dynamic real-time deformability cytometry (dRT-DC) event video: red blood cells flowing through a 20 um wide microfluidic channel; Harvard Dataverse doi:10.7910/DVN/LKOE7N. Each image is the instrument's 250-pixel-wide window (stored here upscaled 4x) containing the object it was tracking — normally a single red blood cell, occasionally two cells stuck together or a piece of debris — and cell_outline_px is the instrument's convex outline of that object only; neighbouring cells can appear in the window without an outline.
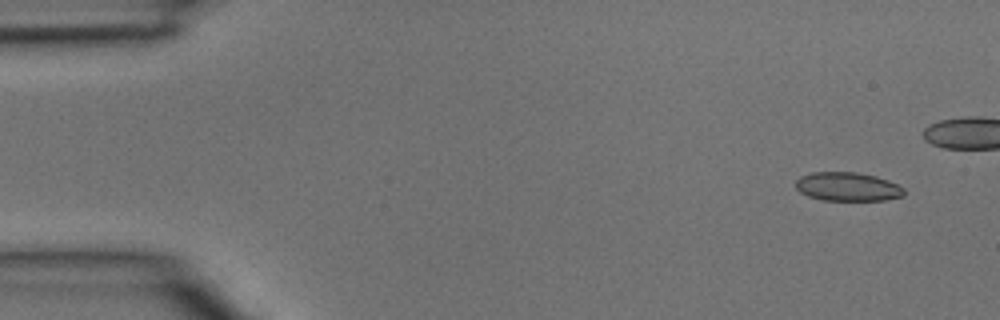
{"species": "common noctule bat (a hibernating species)", "species_latin": "Nyctalus noctula", "temperature_condition": "room temperature", "stored_images_in_passage": 4, "camera_frame_rate_fps": 3000, "um_per_image_px": 0.085, "animal": {"sex": "male", "body_mass_g": 15.6}, "frame": {"image": 1, "passage_image": 1, "time_ms": 0.0, "image_size_px": [1000, 320], "cell_outline_px": [[904, 196], [884, 200], [824, 200], [808, 196], [800, 192], [796, 188], [796, 180], [800, 176], [812, 172], [856, 172], [876, 176], [888, 180], [904, 188]], "centroid_in_image_um": [72.04, 15.86], "position_along_channel_um": 13.0, "area_um2": 18.15}}
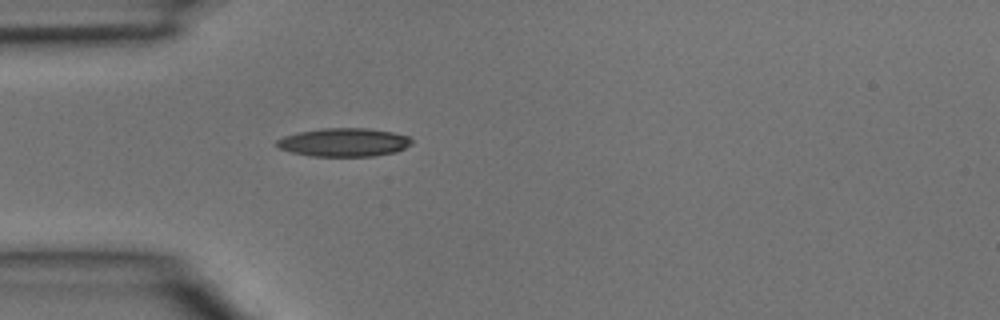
{"frame": {"image": 2, "passage_image": 4, "time_ms": 1.0, "image_size_px": [1000, 320], "cell_outline_px": [[412, 144], [396, 152], [372, 156], [312, 156], [292, 152], [280, 148], [276, 144], [276, 140], [284, 136], [296, 132], [324, 128], [368, 128], [392, 132], [408, 136], [412, 140]], "centroid_in_image_um": [29.24, 12.09], "position_along_channel_um": 55.8, "area_um2": 22.31}}